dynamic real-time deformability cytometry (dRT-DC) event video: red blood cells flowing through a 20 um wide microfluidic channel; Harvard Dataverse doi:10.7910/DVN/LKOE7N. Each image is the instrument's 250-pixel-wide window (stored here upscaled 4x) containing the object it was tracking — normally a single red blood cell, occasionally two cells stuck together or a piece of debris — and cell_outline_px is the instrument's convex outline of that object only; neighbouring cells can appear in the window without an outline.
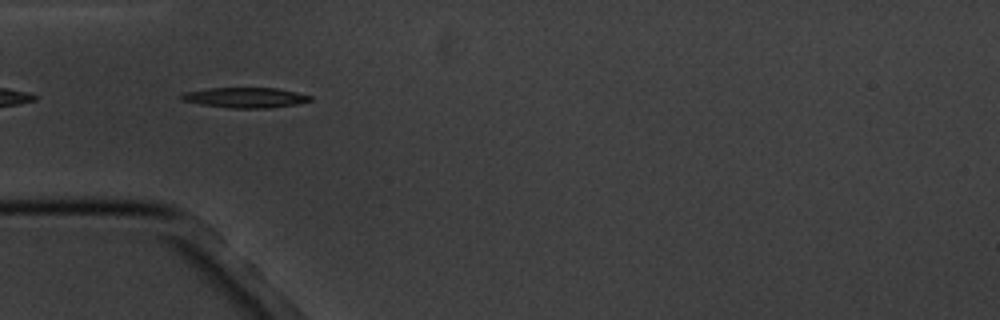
{"species": "common noctule bat (a hibernating species)", "species_latin": "Nyctalus noctula", "temperature_condition": "cold", "stored_images_in_passage": 3, "camera_frame_rate_fps": 3000, "um_per_image_px": 0.085, "animal": {"sex": "male", "body_mass_g": 20.1, "forearm_length_mm": 53.5}, "frame": {"image": 1, "passage_image": 2, "time_ms": 1.333, "image_size_px": [1000, 320], "cell_outline_px": [[312, 100], [296, 104], [268, 108], [232, 108], [204, 104], [180, 100], [180, 96], [184, 92], [208, 88], [276, 88], [296, 92], [312, 96]], "centroid_in_image_um": [20.85, 8.29], "position_along_channel_um": 64.1, "area_um2": 15.03}}
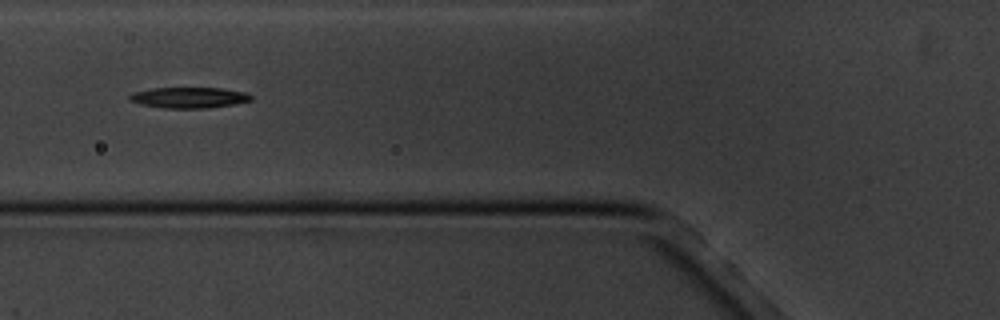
{"frame": {"image": 2, "passage_image": 3, "time_ms": 2.667, "image_size_px": [1000, 320], "cell_outline_px": [[252, 100], [236, 104], [208, 108], [164, 108], [140, 104], [128, 100], [128, 96], [132, 92], [152, 88], [220, 88], [244, 92], [252, 96]], "centroid_in_image_um": [16.04, 8.3], "position_along_channel_um": 109.8, "area_um2": 14.8}}